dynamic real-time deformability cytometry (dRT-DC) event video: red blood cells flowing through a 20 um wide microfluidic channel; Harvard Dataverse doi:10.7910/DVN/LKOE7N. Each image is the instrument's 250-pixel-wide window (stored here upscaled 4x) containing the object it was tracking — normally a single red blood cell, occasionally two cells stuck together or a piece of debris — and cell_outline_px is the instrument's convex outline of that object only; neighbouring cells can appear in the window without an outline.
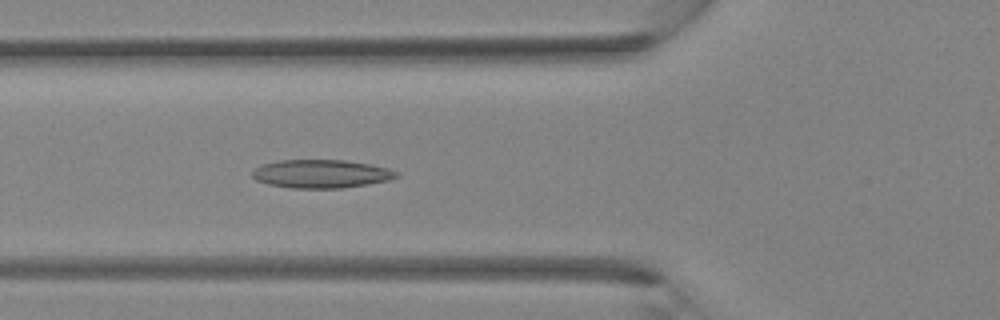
{"species": "Egyptian fruit bat (a non-hibernating species)", "species_latin": "Rousettus aegyptiacus", "temperature_condition": "room temperature", "stored_images_in_passage": 35, "camera_frame_rate_fps": 3000, "um_per_image_px": 0.085, "animal": {"sex": "female"}, "frame": {"image": 1, "passage_image": 11, "time_ms": 3.333, "image_size_px": [1000, 320], "cell_outline_px": [[400, 176], [388, 180], [368, 184], [340, 188], [292, 188], [268, 184], [256, 180], [252, 176], [252, 172], [256, 168], [264, 164], [280, 160], [344, 160], [368, 164], [388, 168], [400, 172]], "centroid_in_image_um": [27.33, 14.78], "position_along_channel_um": 98.5, "area_um2": 23.7}}
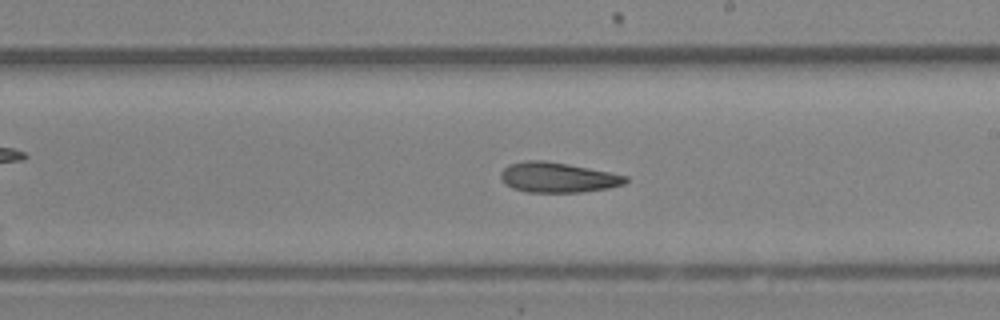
{"frame": {"image": 2, "passage_image": 19, "time_ms": 6.0, "image_size_px": [1000, 320], "cell_outline_px": [[628, 180], [624, 184], [608, 188], [580, 192], [528, 192], [512, 188], [504, 184], [500, 176], [500, 172], [508, 164], [524, 160], [544, 160], [568, 164], [628, 176]], "centroid_in_image_um": [47.36, 15.08], "position_along_channel_um": 241.6, "area_um2": 21.91}}
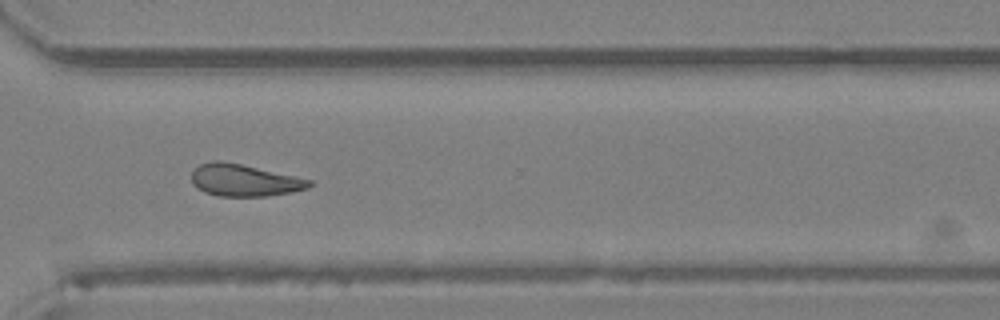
{"frame": {"image": 3, "passage_image": 25, "time_ms": 8.0, "image_size_px": [1000, 320], "cell_outline_px": [[312, 184], [308, 188], [292, 192], [268, 196], [216, 196], [204, 192], [196, 188], [192, 184], [192, 168], [200, 164], [212, 160], [220, 160], [240, 164], [312, 180]], "centroid_in_image_um": [20.7, 15.33], "position_along_channel_um": 349.9, "area_um2": 22.02}}